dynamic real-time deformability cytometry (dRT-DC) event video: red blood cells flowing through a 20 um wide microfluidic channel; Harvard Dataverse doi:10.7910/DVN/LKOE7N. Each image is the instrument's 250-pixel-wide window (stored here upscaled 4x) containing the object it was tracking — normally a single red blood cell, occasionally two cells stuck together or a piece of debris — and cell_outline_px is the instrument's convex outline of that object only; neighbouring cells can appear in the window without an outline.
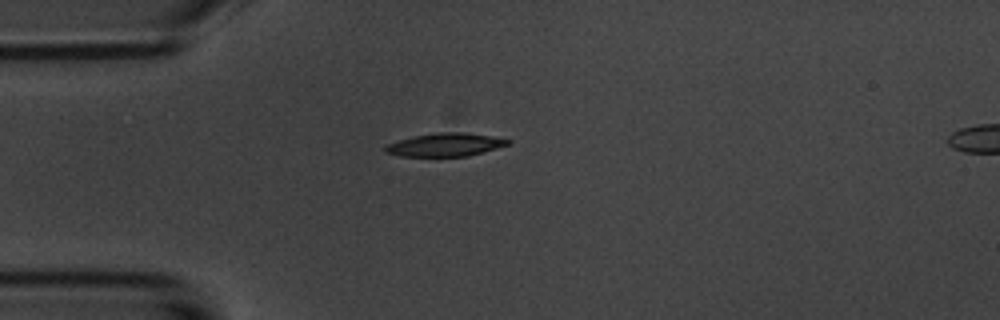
{"species": "common noctule bat (a hibernating species)", "species_latin": "Nyctalus noctula", "temperature_condition": "room temperature", "stored_images_in_passage": 3, "segment_of_instrument_passage": [1, 2], "camera_frame_rate_fps": 3000, "um_per_image_px": 0.085, "animal": {"sex": "male", "body_mass_g": 20.1, "forearm_length_mm": 53.5}, "frame": {"image": 1, "passage_image": 2, "time_ms": 1.333, "image_size_px": [1000, 320], "cell_outline_px": [[512, 140], [508, 144], [496, 148], [468, 156], [400, 156], [384, 152], [384, 144], [412, 136], [436, 132], [464, 132], [492, 136]], "centroid_in_image_um": [37.79, 12.29], "position_along_channel_um": 47.2, "area_um2": 16.65}}